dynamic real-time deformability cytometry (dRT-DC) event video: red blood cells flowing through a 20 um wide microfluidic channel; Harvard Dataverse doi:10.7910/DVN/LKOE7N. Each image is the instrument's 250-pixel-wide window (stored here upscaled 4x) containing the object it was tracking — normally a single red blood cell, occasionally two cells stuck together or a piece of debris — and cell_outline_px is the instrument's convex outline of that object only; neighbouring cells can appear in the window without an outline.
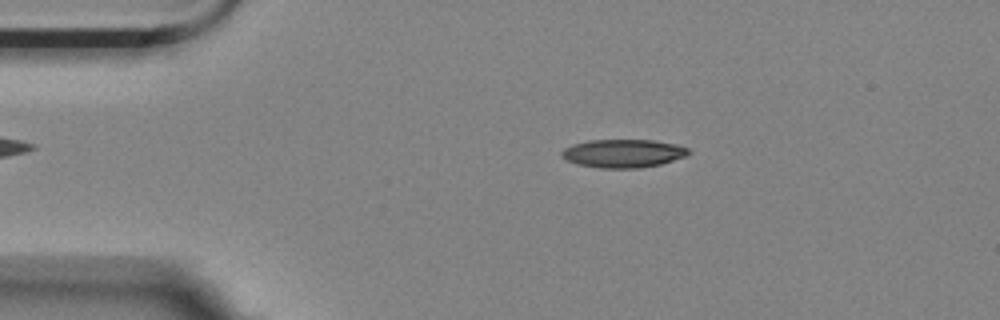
{"species": "Egyptian fruit bat (a non-hibernating species)", "species_latin": "Rousettus aegyptiacus", "temperature_condition": "room temperature", "stored_images_in_passage": 5, "camera_frame_rate_fps": 3000, "um_per_image_px": 0.085, "animal": {"sex": "female"}, "frame": {"image": 1, "passage_image": 1, "time_ms": 0.0, "image_size_px": [1000, 320], "cell_outline_px": [[692, 152], [684, 156], [660, 164], [640, 168], [600, 168], [580, 164], [568, 160], [560, 156], [560, 152], [564, 148], [588, 140], [652, 140], [676, 144], [688, 148]], "centroid_in_image_um": [52.98, 13.03], "position_along_channel_um": 32.0, "area_um2": 20.69}}
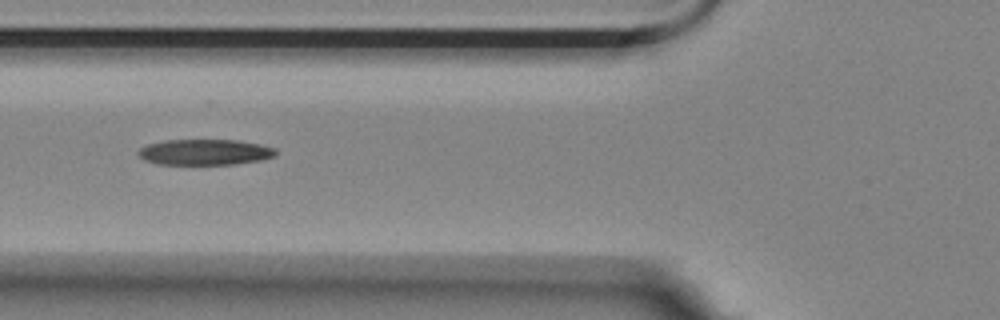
{"frame": {"image": 2, "passage_image": 4, "time_ms": 1.0, "image_size_px": [1000, 320], "cell_outline_px": [[276, 156], [260, 160], [236, 164], [156, 164], [144, 160], [136, 152], [140, 148], [148, 144], [164, 140], [236, 140], [260, 144], [276, 148]], "centroid_in_image_um": [17.41, 12.93], "position_along_channel_um": 108.4, "area_um2": 20.69}}
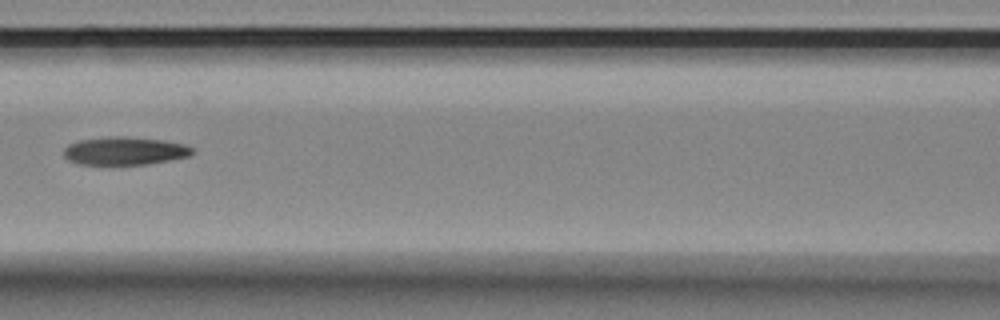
{"frame": {"image": 3, "passage_image": 5, "time_ms": 1.333, "image_size_px": [1000, 320], "cell_outline_px": [[192, 156], [148, 164], [80, 164], [68, 160], [64, 156], [64, 148], [68, 144], [80, 140], [112, 136], [124, 136], [164, 140], [184, 144], [192, 148]], "centroid_in_image_um": [10.61, 12.82], "position_along_channel_um": 156.0, "area_um2": 20.98}}